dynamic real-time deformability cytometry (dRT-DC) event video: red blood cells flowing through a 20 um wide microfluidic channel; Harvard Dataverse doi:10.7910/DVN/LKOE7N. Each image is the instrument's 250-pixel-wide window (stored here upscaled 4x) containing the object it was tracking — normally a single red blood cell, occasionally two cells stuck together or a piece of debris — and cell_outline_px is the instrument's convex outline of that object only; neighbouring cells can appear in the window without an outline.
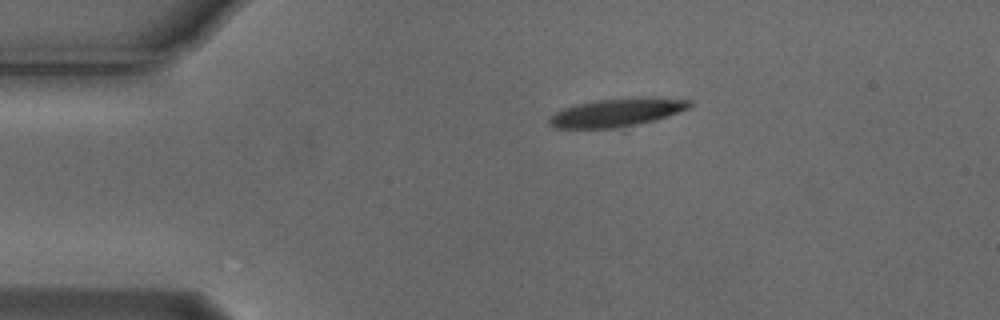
{"species": "Egyptian fruit bat (a non-hibernating species)", "species_latin": "Rousettus aegyptiacus", "temperature_condition": "cold", "stored_images_in_passage": 2, "camera_frame_rate_fps": 3000, "um_per_image_px": 0.085, "animal": {"sex": "male"}, "frame": {"image": 1, "passage_image": 1, "time_ms": 0.0, "image_size_px": [1000, 320], "cell_outline_px": [[692, 104], [688, 108], [668, 116], [652, 120], [616, 128], [556, 128], [548, 124], [548, 120], [556, 112], [564, 108], [576, 104], [596, 100], [648, 96], [688, 96], [692, 100]], "centroid_in_image_um": [52.56, 9.51], "position_along_channel_um": 32.4, "area_um2": 23.52}}